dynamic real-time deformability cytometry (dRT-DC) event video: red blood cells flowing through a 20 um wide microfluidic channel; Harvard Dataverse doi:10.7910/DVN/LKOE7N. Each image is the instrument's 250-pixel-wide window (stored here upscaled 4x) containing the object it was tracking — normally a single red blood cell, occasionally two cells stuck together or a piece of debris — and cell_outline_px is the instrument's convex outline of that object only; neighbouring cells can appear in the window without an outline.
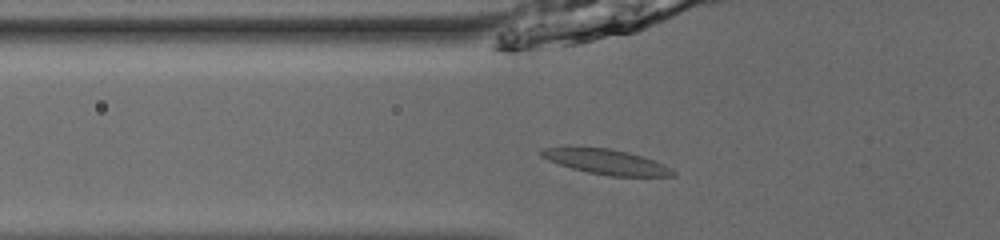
{"species": "common noctule bat (a hibernating species)", "species_latin": "Nyctalus noctula", "temperature_condition": "room temperature", "stored_images_in_passage": 53, "camera_frame_rate_fps": 3000, "um_per_image_px": 0.085, "animal": {"sex": "male", "body_mass_g": 13.0, "forearm_length_mm": 53.1}, "frame": {"image": 1, "passage_image": 21, "time_ms": 6.667, "image_size_px": [1000, 240], "cell_outline_px": [[676, 176], [612, 176], [588, 172], [572, 168], [548, 160], [540, 156], [540, 148], [568, 144], [612, 148], [628, 152], [664, 164], [672, 168], [676, 172]], "centroid_in_image_um": [51.43, 13.7], "position_along_channel_um": 74.4, "area_um2": 19.88}}
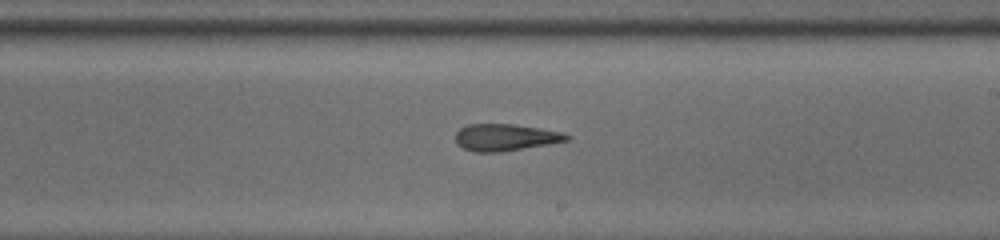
{"frame": {"image": 2, "passage_image": 34, "time_ms": 11.0, "image_size_px": [1000, 240], "cell_outline_px": [[572, 136], [568, 140], [548, 144], [500, 152], [476, 152], [464, 148], [456, 140], [456, 132], [460, 128], [468, 124], [512, 124], [540, 128], [564, 132]], "centroid_in_image_um": [42.99, 11.67], "position_along_channel_um": 246.0, "area_um2": 17.28}}
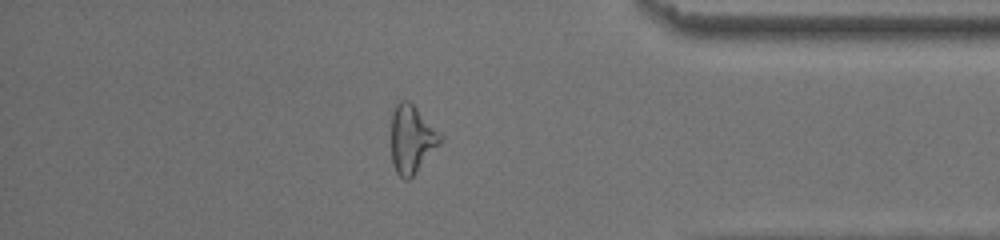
{"frame": {"image": 3, "passage_image": 47, "time_ms": 15.333, "image_size_px": [1000, 240], "cell_outline_px": [[440, 144], [416, 172], [408, 180], [404, 180], [396, 172], [392, 164], [392, 112], [396, 104], [400, 100], [408, 100], [416, 108], [440, 136]], "centroid_in_image_um": [34.94, 11.86], "position_along_channel_um": 400.3, "area_um2": 18.79}, "authors_computed_cell_mechanics": {"area_um2": 18.785, "velocity_mm_per_s": 3.9486, "shape_relaxation_time_tau1_ms": null, "shape_relaxation_time_tau2_ms": 4.0041, "deformation_change_tau1": null, "deformation_change_tau2": 0.1473}}